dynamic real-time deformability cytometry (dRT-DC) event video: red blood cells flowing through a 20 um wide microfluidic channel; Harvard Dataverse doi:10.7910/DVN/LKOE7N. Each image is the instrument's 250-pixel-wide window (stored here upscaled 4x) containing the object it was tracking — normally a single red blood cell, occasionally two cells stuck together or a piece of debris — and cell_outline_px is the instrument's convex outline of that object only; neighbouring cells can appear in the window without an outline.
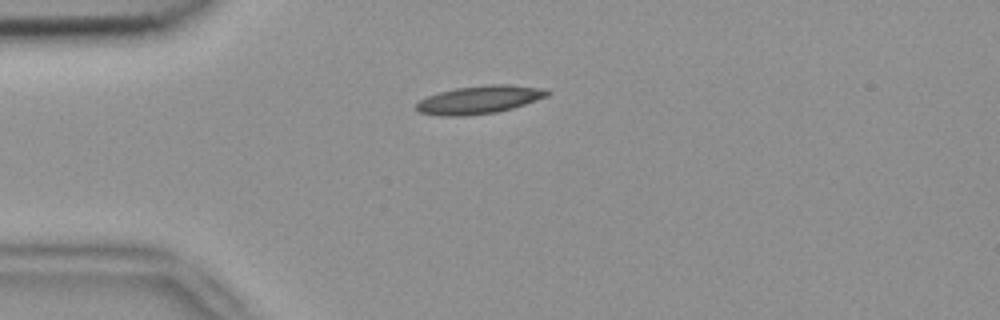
{"species": "common noctule bat (a hibernating species)", "species_latin": "Nyctalus noctula", "temperature_condition": "room temperature", "stored_images_in_passage": 1, "camera_frame_rate_fps": 3000, "um_per_image_px": 0.085, "animal": {"sex": "female", "body_mass_g": 18.4}, "frame": {"image": 1, "passage_image": 1, "time_ms": 0.0, "image_size_px": [1000, 320], "cell_outline_px": [[552, 92], [548, 96], [512, 108], [496, 112], [468, 116], [440, 116], [420, 112], [416, 108], [416, 104], [420, 100], [428, 96], [440, 92], [456, 88], [488, 84], [508, 84], [548, 88]], "centroid_in_image_um": [40.8, 8.46], "position_along_channel_um": 44.2, "area_um2": 21.5}}